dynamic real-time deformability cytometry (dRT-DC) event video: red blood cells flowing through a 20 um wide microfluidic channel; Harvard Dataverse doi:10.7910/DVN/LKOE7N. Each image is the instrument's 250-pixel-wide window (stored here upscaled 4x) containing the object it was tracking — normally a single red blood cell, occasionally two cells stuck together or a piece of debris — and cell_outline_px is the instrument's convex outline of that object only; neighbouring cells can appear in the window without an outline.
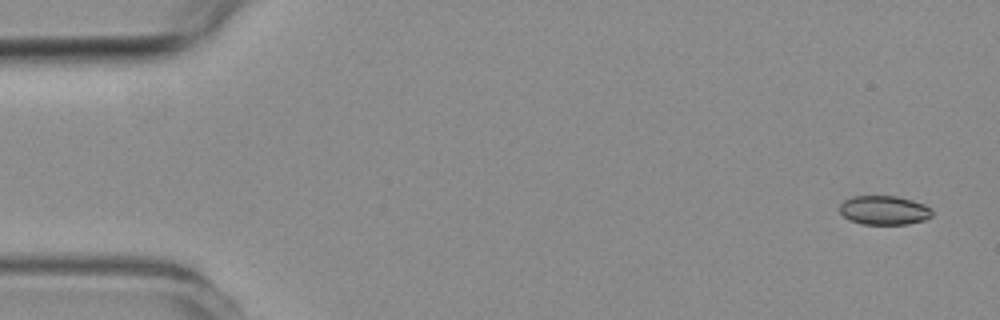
{"species": "common noctule bat (a hibernating species)", "species_latin": "Nyctalus noctula", "temperature_condition": "room temperature", "stored_images_in_passage": 5, "camera_frame_rate_fps": 3000, "um_per_image_px": 0.085, "animal": {"sex": "female", "body_mass_g": 19.3, "forearm_length_mm": 54.1}, "frame": {"image": 1, "passage_image": 1, "time_ms": 0.0, "image_size_px": [1000, 320], "cell_outline_px": [[932, 216], [924, 220], [908, 224], [864, 224], [852, 220], [844, 216], [840, 212], [840, 204], [844, 200], [852, 196], [896, 196], [912, 200], [924, 204], [932, 208]], "centroid_in_image_um": [75.17, 17.86], "position_along_channel_um": 9.8, "area_um2": 15.61}}
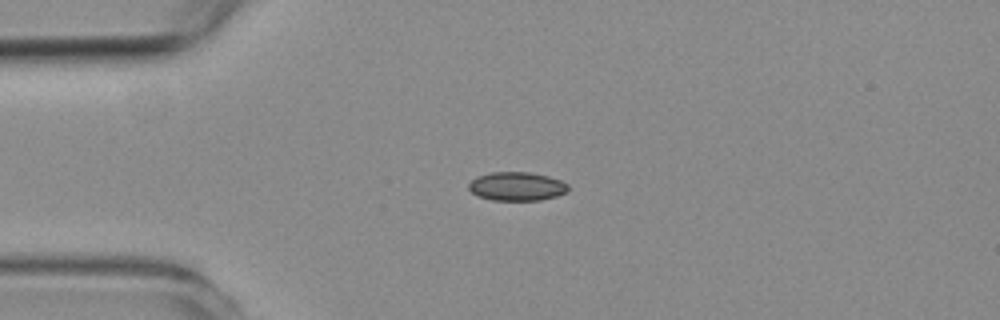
{"frame": {"image": 2, "passage_image": 4, "time_ms": 3.667, "image_size_px": [1000, 320], "cell_outline_px": [[568, 192], [556, 196], [540, 200], [492, 200], [476, 196], [468, 188], [468, 184], [476, 176], [492, 172], [528, 172], [548, 176], [560, 180], [568, 184]], "centroid_in_image_um": [43.91, 15.84], "position_along_channel_um": 41.1, "area_um2": 16.7}}